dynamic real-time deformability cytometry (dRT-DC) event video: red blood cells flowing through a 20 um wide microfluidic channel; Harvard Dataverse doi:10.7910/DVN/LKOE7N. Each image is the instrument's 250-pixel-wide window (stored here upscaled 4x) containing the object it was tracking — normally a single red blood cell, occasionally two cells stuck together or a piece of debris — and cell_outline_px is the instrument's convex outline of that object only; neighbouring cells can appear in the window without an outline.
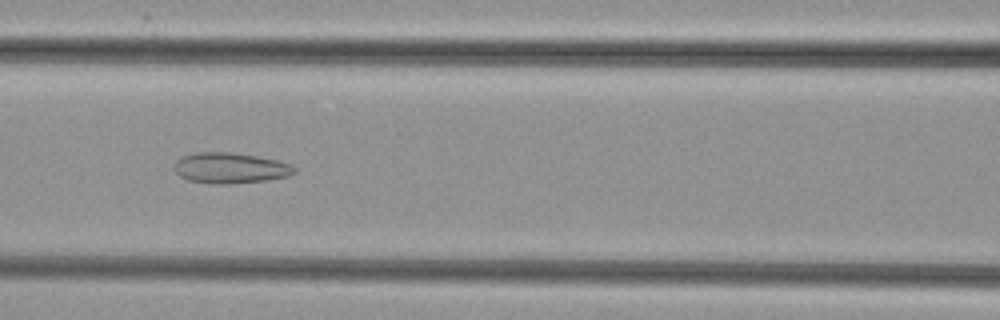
{"species": "common noctule bat (a hibernating species)", "species_latin": "Nyctalus noctula", "temperature_condition": "cold", "stored_images_in_passage": 48, "camera_frame_rate_fps": 3000, "um_per_image_px": 0.085, "animal": {"sex": "female", "body_mass_g": 29.2, "forearm_length_mm": 56.3}, "frame": {"image": 1, "passage_image": 22, "time_ms": 7.0, "image_size_px": [1000, 320], "cell_outline_px": [[296, 172], [288, 176], [268, 180], [228, 184], [212, 184], [188, 180], [180, 176], [176, 172], [176, 160], [184, 156], [196, 152], [232, 152], [280, 160], [292, 164], [296, 168]], "centroid_in_image_um": [19.63, 14.28], "position_along_channel_um": 147.0, "area_um2": 21.56}}
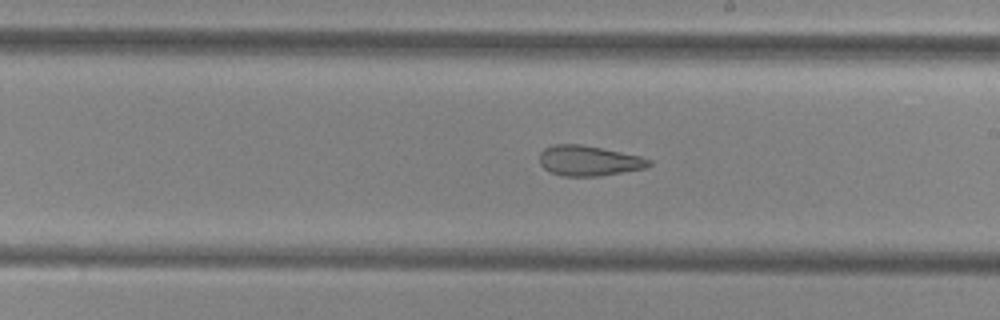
{"frame": {"image": 2, "passage_image": 29, "time_ms": 9.333, "image_size_px": [1000, 320], "cell_outline_px": [[652, 164], [648, 168], [600, 176], [560, 176], [544, 168], [540, 164], [540, 152], [544, 148], [552, 144], [580, 144], [640, 156], [652, 160]], "centroid_in_image_um": [50.06, 13.67], "position_along_channel_um": 238.9, "area_um2": 19.36}}
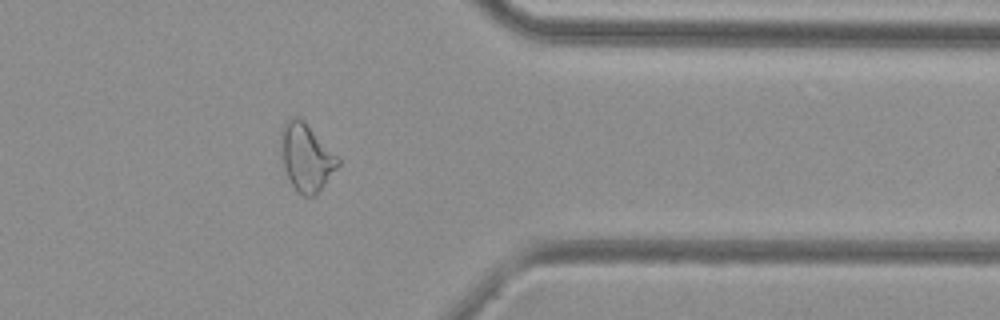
{"frame": {"image": 3, "passage_image": 41, "time_ms": 13.333, "image_size_px": [1000, 320], "cell_outline_px": [[340, 164], [320, 188], [312, 196], [304, 196], [292, 184], [284, 168], [284, 124], [292, 116], [296, 116], [304, 120], [340, 160]], "centroid_in_image_um": [26.08, 13.36], "position_along_channel_um": 385.3, "area_um2": 20.98}}